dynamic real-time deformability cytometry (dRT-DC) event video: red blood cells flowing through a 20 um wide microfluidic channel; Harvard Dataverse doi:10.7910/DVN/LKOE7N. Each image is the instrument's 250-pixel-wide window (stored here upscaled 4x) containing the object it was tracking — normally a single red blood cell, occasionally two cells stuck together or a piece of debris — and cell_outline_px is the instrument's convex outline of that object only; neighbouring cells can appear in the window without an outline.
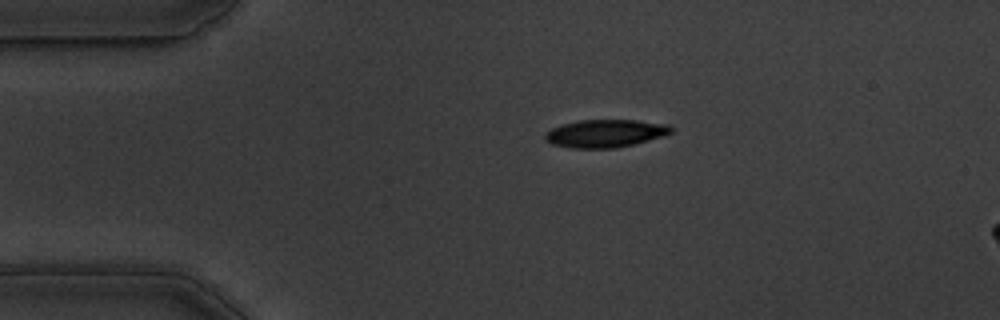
{"species": "common noctule bat (a hibernating species)", "species_latin": "Nyctalus noctula", "temperature_condition": "warm", "stored_images_in_passage": 2, "camera_frame_rate_fps": 3000, "um_per_image_px": 0.085, "animal": {"sex": "male", "body_mass_g": 19.5, "forearm_length_mm": 54.6}, "frame": {"image": 1, "passage_image": 1, "time_ms": 0.0, "image_size_px": [1000, 320], "cell_outline_px": [[672, 132], [664, 136], [616, 148], [572, 148], [552, 144], [544, 140], [544, 132], [560, 124], [576, 120], [636, 120], [668, 124], [672, 128]], "centroid_in_image_um": [51.4, 11.33], "position_along_channel_um": 33.6, "area_um2": 20.58}}